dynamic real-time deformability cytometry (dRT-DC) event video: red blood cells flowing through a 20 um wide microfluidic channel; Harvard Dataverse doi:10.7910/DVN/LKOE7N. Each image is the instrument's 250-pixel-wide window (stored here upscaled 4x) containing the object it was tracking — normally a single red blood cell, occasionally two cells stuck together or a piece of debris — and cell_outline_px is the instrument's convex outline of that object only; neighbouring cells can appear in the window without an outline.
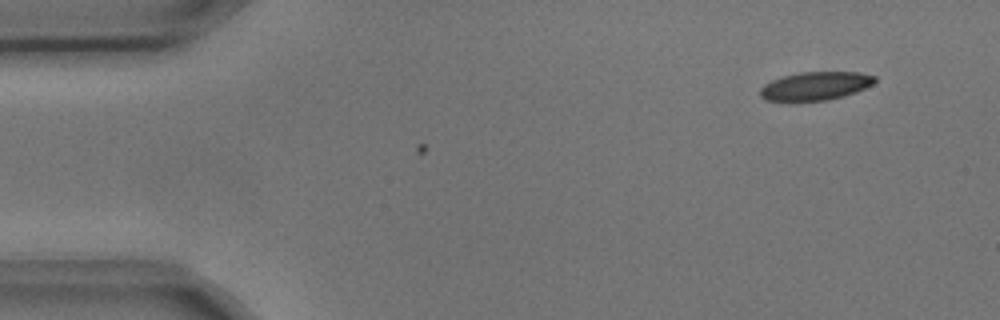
{"species": "common noctule bat (a hibernating species)", "species_latin": "Nyctalus noctula", "temperature_condition": "cold", "stored_images_in_passage": 2, "camera_frame_rate_fps": 3000, "um_per_image_px": 0.085, "animal": {"sex": "male", "body_mass_g": 17.9, "forearm_length_mm": 54.2}, "frame": {"image": 1, "passage_image": 1, "time_ms": 0.0, "image_size_px": [1000, 320], "cell_outline_px": [[876, 80], [872, 84], [864, 88], [840, 96], [824, 100], [764, 100], [760, 96], [760, 88], [764, 84], [772, 80], [784, 76], [800, 72], [860, 72], [876, 76]], "centroid_in_image_um": [69.29, 7.28], "position_along_channel_um": 15.7, "area_um2": 18.5}}